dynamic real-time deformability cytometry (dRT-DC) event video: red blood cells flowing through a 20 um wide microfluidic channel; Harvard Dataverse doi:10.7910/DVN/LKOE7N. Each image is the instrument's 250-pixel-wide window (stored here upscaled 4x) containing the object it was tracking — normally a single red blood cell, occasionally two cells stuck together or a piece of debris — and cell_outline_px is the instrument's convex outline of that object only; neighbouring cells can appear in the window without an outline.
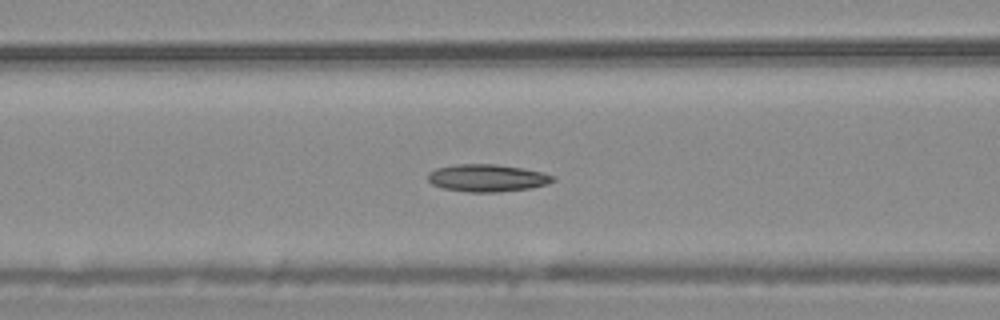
{"species": "common noctule bat (a hibernating species)", "species_latin": "Nyctalus noctula", "temperature_condition": "warm", "stored_images_in_passage": 55, "camera_frame_rate_fps": 3000, "um_per_image_px": 0.085, "animal": {"sex": "male", "body_mass_g": 20.4}, "frame": {"image": 1, "passage_image": 22, "time_ms": 7.0, "image_size_px": [1000, 320], "cell_outline_px": [[556, 180], [548, 184], [532, 188], [500, 192], [468, 192], [444, 188], [432, 184], [428, 180], [428, 172], [436, 168], [456, 164], [496, 164], [524, 168], [544, 172], [556, 176]], "centroid_in_image_um": [41.47, 15.12], "position_along_channel_um": 125.1, "area_um2": 20.23}}
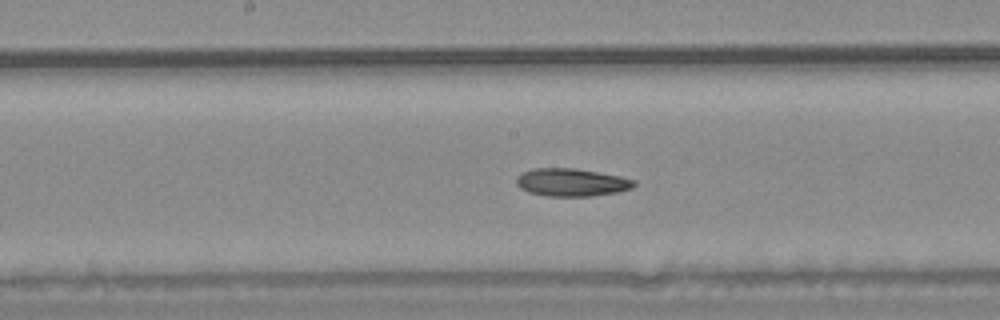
{"frame": {"image": 2, "passage_image": 28, "time_ms": 9.0, "image_size_px": [1000, 320], "cell_outline_px": [[636, 184], [632, 188], [616, 192], [592, 196], [548, 196], [528, 192], [520, 188], [516, 184], [516, 176], [520, 172], [532, 168], [576, 168], [620, 176], [636, 180]], "centroid_in_image_um": [48.55, 15.49], "position_along_channel_um": 199.7, "area_um2": 19.25}}
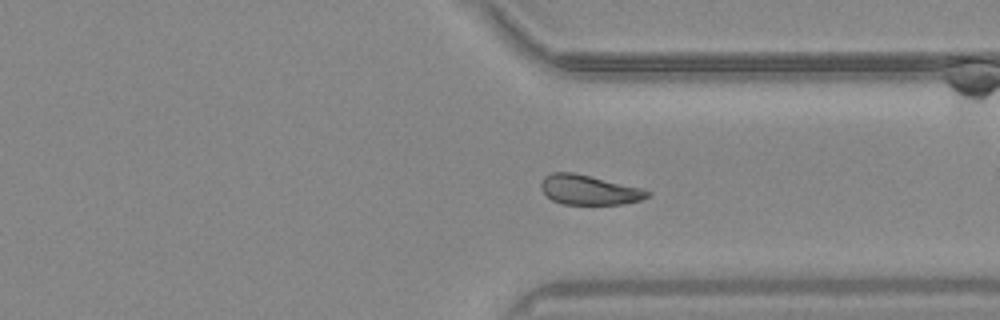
{"frame": {"image": 3, "passage_image": 41, "time_ms": 13.333, "image_size_px": [1000, 320], "cell_outline_px": [[652, 192], [648, 196], [640, 200], [624, 204], [564, 204], [552, 200], [540, 188], [540, 184], [544, 176], [552, 172], [572, 172], [644, 188]], "centroid_in_image_um": [50.08, 16.13], "position_along_channel_um": 361.3, "area_um2": 18.44}, "authors_computed_cell_mechanics": {"area_um2": 19.8254, "velocity_mm_per_s": 3.7235, "shape_relaxation_time_tau1_ms": 5.6929, "shape_relaxation_time_tau2_ms": 7.6292, "deformation_change_tau1": 0.1369, "deformation_change_tau2": 0.1409}}